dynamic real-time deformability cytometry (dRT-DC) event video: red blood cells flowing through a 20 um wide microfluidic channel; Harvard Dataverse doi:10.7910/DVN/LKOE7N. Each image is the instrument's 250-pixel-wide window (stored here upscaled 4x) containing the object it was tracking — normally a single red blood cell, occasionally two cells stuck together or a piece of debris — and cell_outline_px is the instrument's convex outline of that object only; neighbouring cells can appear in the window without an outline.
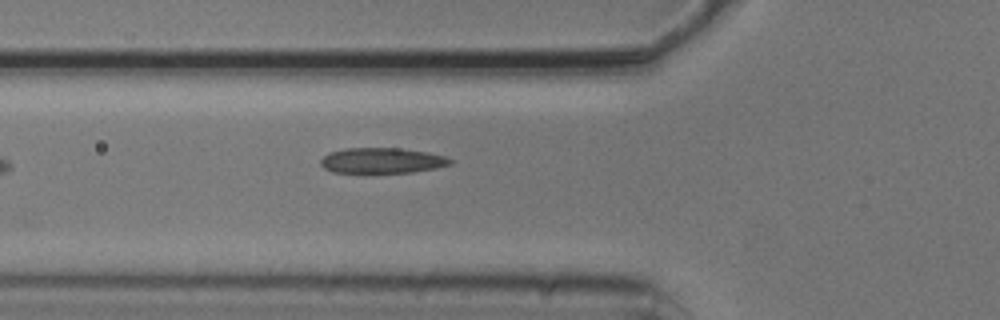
{"species": "common noctule bat (a hibernating species)", "species_latin": "Nyctalus noctula", "temperature_condition": "cold", "stored_images_in_passage": 6, "camera_frame_rate_fps": 3000, "um_per_image_px": 0.085, "animal": {"sex": "male", "body_mass_g": 20.5, "forearm_length_mm": 52.5}, "frame": {"image": 1, "passage_image": 6, "time_ms": 1.667, "image_size_px": [1000, 320], "cell_outline_px": [[452, 164], [436, 168], [412, 172], [332, 172], [324, 168], [320, 164], [320, 160], [328, 152], [344, 148], [400, 148], [428, 152], [444, 156], [452, 160]], "centroid_in_image_um": [32.45, 13.63], "position_along_channel_um": 93.3, "area_um2": 19.19}}